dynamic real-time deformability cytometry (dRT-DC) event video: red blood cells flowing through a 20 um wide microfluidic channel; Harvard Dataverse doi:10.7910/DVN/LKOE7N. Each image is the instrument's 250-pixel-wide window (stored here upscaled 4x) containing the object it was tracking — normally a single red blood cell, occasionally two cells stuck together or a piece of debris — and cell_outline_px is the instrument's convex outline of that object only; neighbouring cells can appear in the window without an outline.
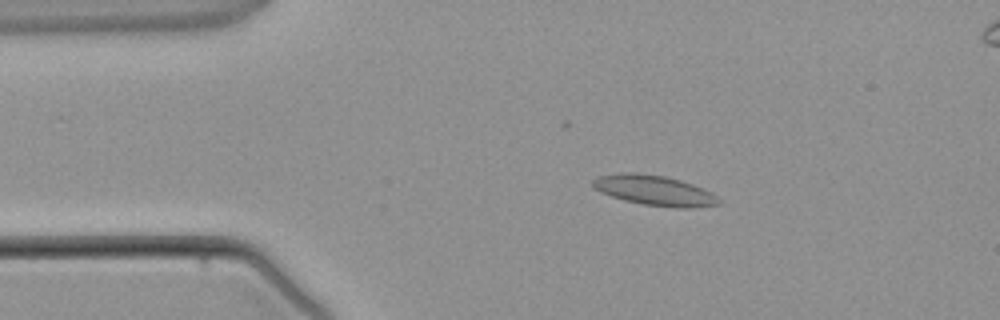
{"species": "common noctule bat (a hibernating species)", "species_latin": "Nyctalus noctula", "temperature_condition": "warm", "stored_images_in_passage": 3, "segment_of_instrument_passage": [1, 2], "camera_frame_rate_fps": 3000, "um_per_image_px": 0.085, "animal": {"sex": "male", "body_mass_g": 21.5, "forearm_length_mm": 52.0}, "frame": {"image": 1, "passage_image": 1, "time_ms": 0.0, "image_size_px": [1000, 320], "cell_outline_px": [[724, 204], [692, 208], [676, 208], [640, 204], [624, 200], [600, 192], [592, 188], [592, 180], [596, 176], [620, 172], [640, 172], [664, 176], [680, 180], [704, 188], [712, 192], [724, 200]], "centroid_in_image_um": [55.66, 16.19], "position_along_channel_um": 29.3, "area_um2": 22.77}}